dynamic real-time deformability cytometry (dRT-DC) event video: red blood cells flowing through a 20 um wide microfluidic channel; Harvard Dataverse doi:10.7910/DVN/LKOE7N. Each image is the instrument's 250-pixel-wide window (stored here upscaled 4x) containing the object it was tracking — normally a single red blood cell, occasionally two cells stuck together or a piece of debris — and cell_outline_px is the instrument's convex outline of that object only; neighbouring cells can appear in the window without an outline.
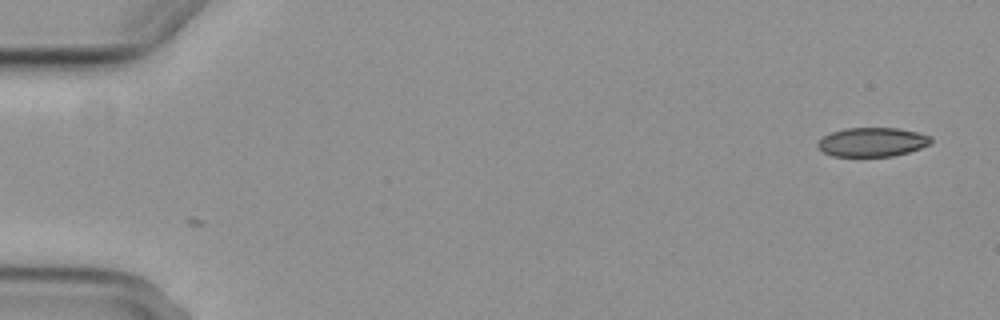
{"species": "common noctule bat (a hibernating species)", "species_latin": "Nyctalus noctula", "temperature_condition": "cold", "stored_images_in_passage": 2, "camera_frame_rate_fps": 3000, "um_per_image_px": 0.085, "animal": {"sex": "female", "body_mass_g": 29.2, "forearm_length_mm": 56.3}, "frame": {"image": 1, "passage_image": 2, "time_ms": 1.333, "image_size_px": [1000, 320], "cell_outline_px": [[932, 140], [928, 144], [920, 148], [908, 152], [892, 156], [832, 156], [824, 152], [816, 144], [824, 136], [832, 132], [844, 128], [896, 128], [916, 132], [932, 136]], "centroid_in_image_um": [74.14, 12.07], "position_along_channel_um": 10.9, "area_um2": 18.96}}